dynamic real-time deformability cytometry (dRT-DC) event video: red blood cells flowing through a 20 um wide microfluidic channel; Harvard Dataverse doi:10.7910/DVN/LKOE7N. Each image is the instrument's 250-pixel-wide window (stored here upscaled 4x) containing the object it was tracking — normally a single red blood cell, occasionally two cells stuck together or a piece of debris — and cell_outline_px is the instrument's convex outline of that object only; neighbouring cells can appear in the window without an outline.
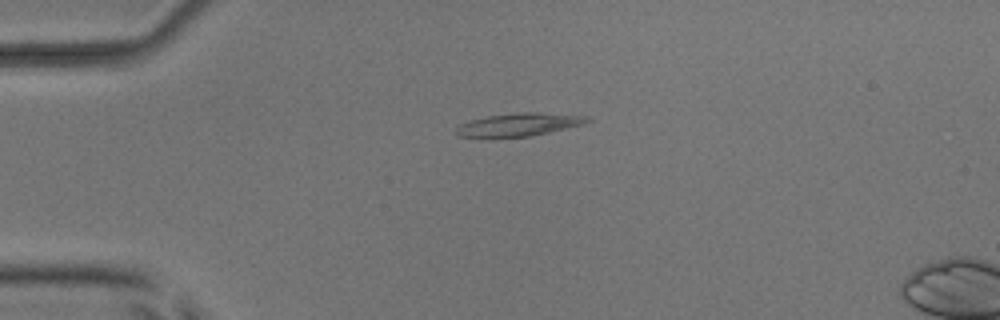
{"species": "common noctule bat (a hibernating species)", "species_latin": "Nyctalus noctula", "temperature_condition": "room temperature", "stored_images_in_passage": 2, "camera_frame_rate_fps": 3000, "um_per_image_px": 0.085, "animal": {"sex": "male", "body_mass_g": 17.9, "forearm_length_mm": 54.2}, "frame": {"image": 1, "passage_image": 1, "time_ms": 0.0, "image_size_px": [1000, 320], "cell_outline_px": [[592, 120], [584, 124], [532, 136], [460, 136], [456, 132], [456, 128], [460, 124], [468, 120], [488, 116], [516, 112], [540, 112], [588, 116]], "centroid_in_image_um": [44.17, 10.56], "position_along_channel_um": 40.8, "area_um2": 17.34}}